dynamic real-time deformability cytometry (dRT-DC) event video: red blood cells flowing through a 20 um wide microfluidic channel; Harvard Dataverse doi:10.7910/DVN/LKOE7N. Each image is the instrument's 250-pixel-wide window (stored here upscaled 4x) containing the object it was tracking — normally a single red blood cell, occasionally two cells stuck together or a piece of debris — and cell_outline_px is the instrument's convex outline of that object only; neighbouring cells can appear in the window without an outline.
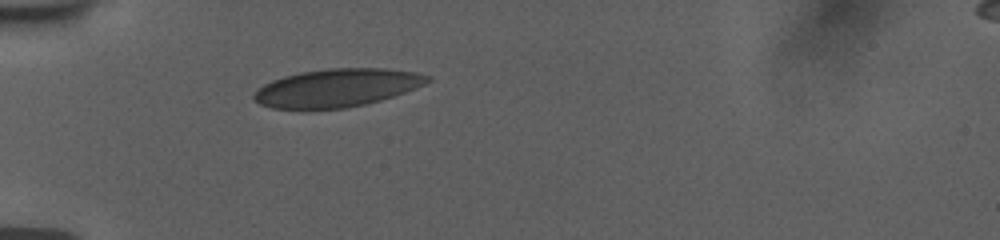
{"species": "human", "species_latin": "Homo sapiens", "temperature_condition": "room temperature", "stored_images_in_passage": 3, "camera_frame_rate_fps": 3000, "um_per_image_px": 0.085, "donor": {"sex": "female"}, "frame": {"image": 1, "passage_image": 1, "time_ms": 0.0, "image_size_px": [1000, 240], "cell_outline_px": [[432, 80], [424, 84], [404, 92], [368, 104], [344, 108], [304, 112], [300, 112], [272, 108], [260, 104], [252, 100], [252, 96], [264, 84], [272, 80], [284, 76], [300, 72], [328, 68], [384, 68], [416, 72], [432, 76]], "centroid_in_image_um": [28.58, 7.5], "position_along_channel_um": 56.4, "area_um2": 39.42}}
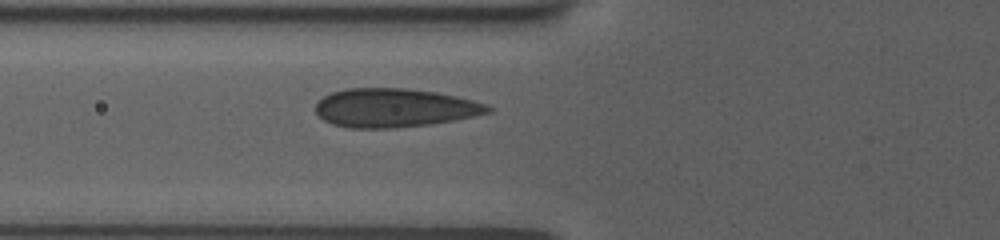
{"frame": {"image": 2, "passage_image": 3, "time_ms": 1.333, "image_size_px": [1000, 240], "cell_outline_px": [[492, 112], [452, 120], [428, 124], [392, 128], [348, 128], [332, 124], [324, 120], [316, 112], [316, 104], [324, 96], [332, 92], [348, 88], [404, 88], [436, 92], [456, 96], [472, 100], [484, 104], [492, 108]], "centroid_in_image_um": [33.5, 9.16], "position_along_channel_um": 92.3, "area_um2": 38.55}}